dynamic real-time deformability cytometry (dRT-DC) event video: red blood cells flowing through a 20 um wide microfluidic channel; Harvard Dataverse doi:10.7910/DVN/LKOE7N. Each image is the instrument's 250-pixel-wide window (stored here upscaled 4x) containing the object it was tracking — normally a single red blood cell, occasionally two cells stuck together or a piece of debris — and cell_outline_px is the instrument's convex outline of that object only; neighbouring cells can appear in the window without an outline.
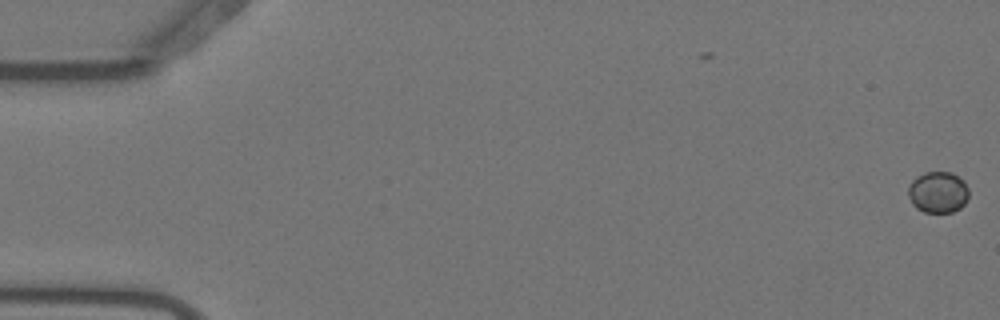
{"species": "Egyptian fruit bat (a non-hibernating species)", "species_latin": "Rousettus aegyptiacus", "temperature_condition": "warm", "stored_images_in_passage": 2, "camera_frame_rate_fps": 3000, "um_per_image_px": 0.085, "animal": {"sex": "female"}, "frame": {"image": 1, "passage_image": 2, "time_ms": 0.333, "image_size_px": [1000, 320], "cell_outline_px": [[968, 196], [964, 204], [960, 208], [952, 212], [924, 212], [916, 208], [912, 204], [908, 196], [908, 184], [916, 176], [924, 172], [952, 172], [964, 180], [968, 188]], "centroid_in_image_um": [79.71, 16.32], "position_along_channel_um": 5.3, "area_um2": 14.8}}